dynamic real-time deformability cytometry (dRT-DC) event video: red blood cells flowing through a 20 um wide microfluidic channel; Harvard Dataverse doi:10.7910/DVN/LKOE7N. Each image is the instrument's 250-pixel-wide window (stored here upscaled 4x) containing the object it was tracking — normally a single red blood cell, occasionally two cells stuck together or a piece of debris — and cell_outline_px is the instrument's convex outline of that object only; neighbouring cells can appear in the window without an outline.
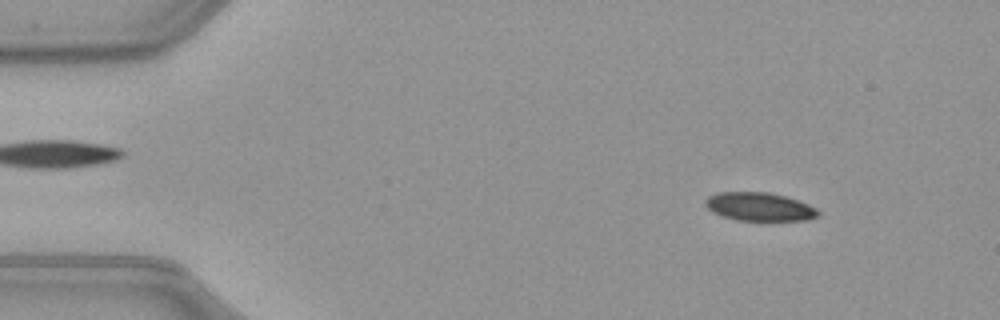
{"species": "common noctule bat (a hibernating species)", "species_latin": "Nyctalus noctula", "temperature_condition": "warm", "stored_images_in_passage": 29, "camera_frame_rate_fps": 3000, "um_per_image_px": 0.085, "animal": {"sex": "female", "body_mass_g": 21.9}, "frame": {"image": 1, "passage_image": 6, "time_ms": 1.667, "image_size_px": [1000, 320], "cell_outline_px": [[820, 216], [808, 220], [736, 220], [712, 212], [704, 204], [704, 200], [708, 196], [716, 192], [768, 192], [784, 196], [808, 204], [816, 208], [820, 212]], "centroid_in_image_um": [64.54, 17.57], "position_along_channel_um": 20.5, "area_um2": 18.67}}
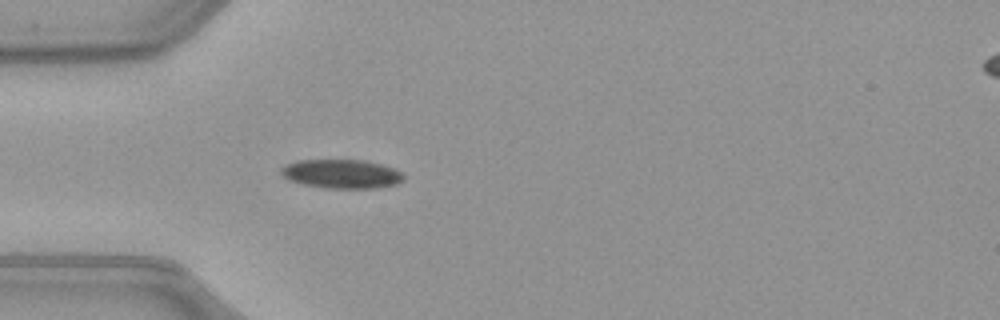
{"frame": {"image": 2, "passage_image": 15, "time_ms": 4.667, "image_size_px": [1000, 320], "cell_outline_px": [[404, 180], [396, 184], [376, 188], [324, 188], [304, 184], [292, 180], [284, 176], [280, 172], [280, 168], [296, 160], [368, 160], [392, 168], [400, 172], [404, 176]], "centroid_in_image_um": [29.05, 14.77], "position_along_channel_um": 55.9, "area_um2": 20.52}}